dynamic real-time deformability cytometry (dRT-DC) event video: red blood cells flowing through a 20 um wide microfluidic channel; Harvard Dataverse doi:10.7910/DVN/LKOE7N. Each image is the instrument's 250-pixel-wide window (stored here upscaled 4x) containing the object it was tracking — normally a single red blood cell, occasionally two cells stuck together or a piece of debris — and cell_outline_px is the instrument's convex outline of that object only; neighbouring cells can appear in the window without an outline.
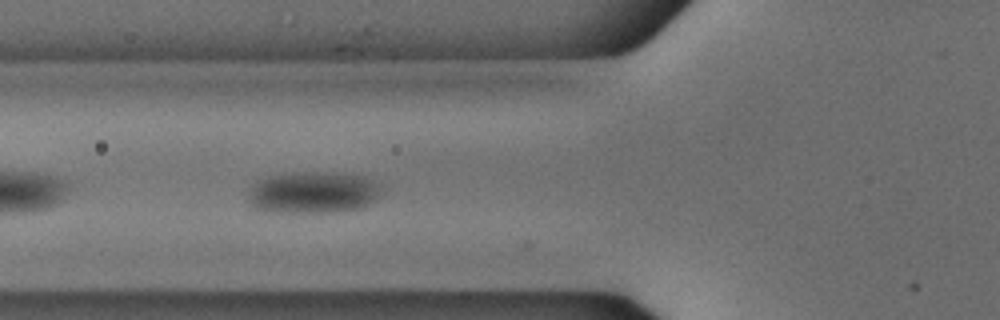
{"species": "common noctule bat (a hibernating species)", "species_latin": "Nyctalus noctula", "temperature_condition": "cold", "stored_images_in_passage": 39, "camera_frame_rate_fps": 3000, "um_per_image_px": 0.085, "animal": {"sex": "male", "body_mass_g": 18.8}, "frame": {"image": 1, "passage_image": 5, "time_ms": 1.333, "image_size_px": [1000, 320], "cell_outline_px": [[380, 192], [376, 200], [360, 208], [332, 212], [276, 212], [256, 208], [248, 200], [248, 192], [252, 184], [268, 176], [284, 172], [344, 172], [364, 176], [380, 184]], "centroid_in_image_um": [26.61, 16.33], "position_along_channel_um": 99.2, "area_um2": 32.77}}
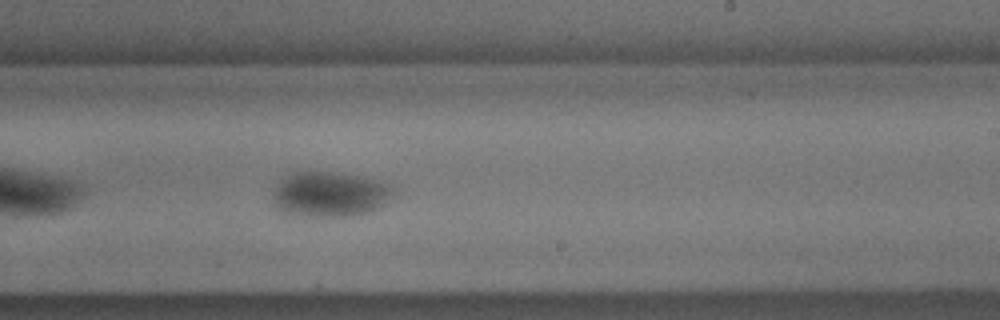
{"frame": {"image": 2, "passage_image": 18, "time_ms": 5.667, "image_size_px": [1000, 320], "cell_outline_px": [[392, 196], [380, 208], [372, 212], [352, 216], [316, 216], [284, 212], [276, 208], [272, 196], [272, 192], [280, 176], [292, 172], [328, 172], [360, 176], [384, 184], [392, 188]], "centroid_in_image_um": [27.96, 16.51], "position_along_channel_um": 261.0, "area_um2": 31.56}}
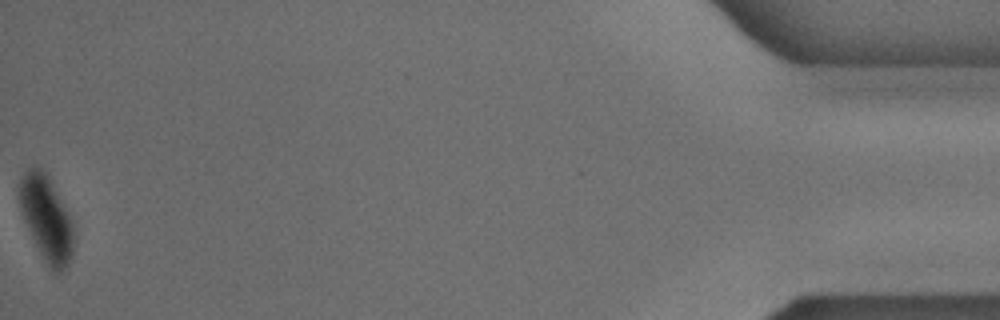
{"frame": {"image": 3, "passage_image": 39, "time_ms": 12.667, "image_size_px": [1000, 320], "cell_outline_px": [[72, 256], [68, 264], [60, 272], [52, 272], [48, 268], [24, 220], [20, 208], [20, 176], [32, 164], [36, 164], [48, 176], [68, 212], [72, 220]], "centroid_in_image_um": [3.94, 18.54], "position_along_channel_um": 431.3, "area_um2": 26.53}}